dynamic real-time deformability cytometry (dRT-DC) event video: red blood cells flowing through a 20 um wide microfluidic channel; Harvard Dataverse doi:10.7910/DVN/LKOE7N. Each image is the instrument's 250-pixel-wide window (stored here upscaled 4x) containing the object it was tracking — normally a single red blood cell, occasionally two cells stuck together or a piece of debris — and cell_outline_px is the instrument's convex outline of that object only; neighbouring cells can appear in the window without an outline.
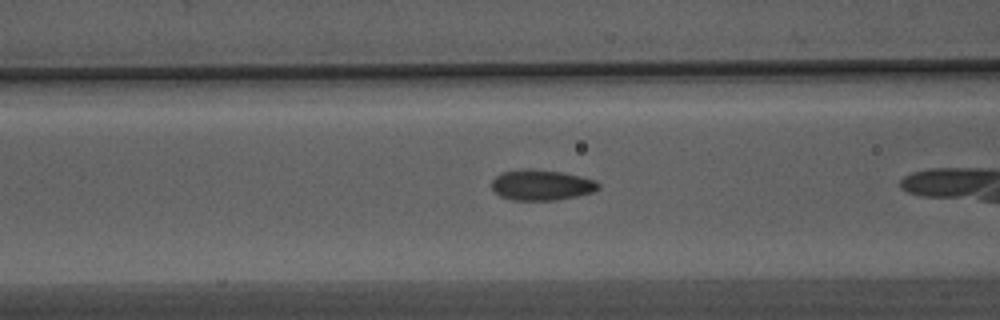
{"species": "Egyptian fruit bat (a non-hibernating species)", "species_latin": "Rousettus aegyptiacus", "temperature_condition": "warm", "stored_images_in_passage": 9, "camera_frame_rate_fps": 3000, "um_per_image_px": 0.085, "animal": {"sex": "male"}, "frame": {"image": 1, "passage_image": 7, "time_ms": 2.0, "image_size_px": [1000, 320], "cell_outline_px": [[600, 188], [592, 192], [576, 196], [556, 200], [512, 200], [500, 196], [492, 188], [492, 180], [500, 172], [524, 168], [532, 168], [560, 172], [580, 176], [596, 180], [600, 184]], "centroid_in_image_um": [46.01, 15.71], "position_along_channel_um": 120.6, "area_um2": 19.13}}